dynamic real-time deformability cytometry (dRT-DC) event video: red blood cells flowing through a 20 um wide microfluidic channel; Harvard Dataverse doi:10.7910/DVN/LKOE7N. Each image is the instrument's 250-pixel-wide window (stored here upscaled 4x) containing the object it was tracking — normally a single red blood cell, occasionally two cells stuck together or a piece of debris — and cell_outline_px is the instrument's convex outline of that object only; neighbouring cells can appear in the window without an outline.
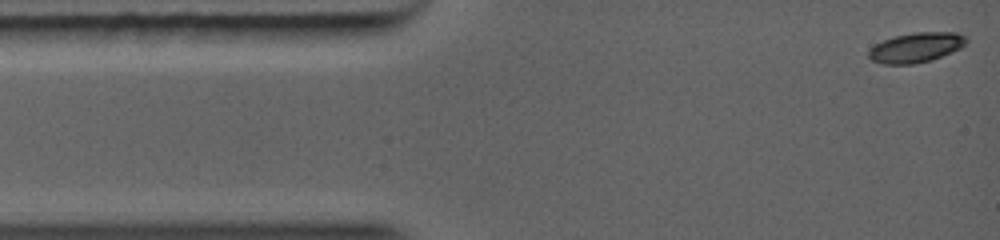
{"species": "common noctule bat (a hibernating species)", "species_latin": "Nyctalus noctula", "temperature_condition": "warm", "stored_images_in_passage": 4, "camera_frame_rate_fps": 5000, "um_per_image_px": 0.085, "animal": {"sex": "female", "body_mass_g": 19.0, "forearm_length_mm": 56.7}, "frame": {"image": 1, "passage_image": 1, "time_ms": 0.0, "image_size_px": [1000, 240], "cell_outline_px": [[968, 40], [960, 48], [932, 60], [912, 64], [884, 64], [872, 60], [868, 56], [868, 52], [876, 44], [884, 40], [896, 36], [916, 32], [956, 32], [968, 36]], "centroid_in_image_um": [77.9, 4.03], "position_along_channel_um": 7.1, "area_um2": 16.82}}
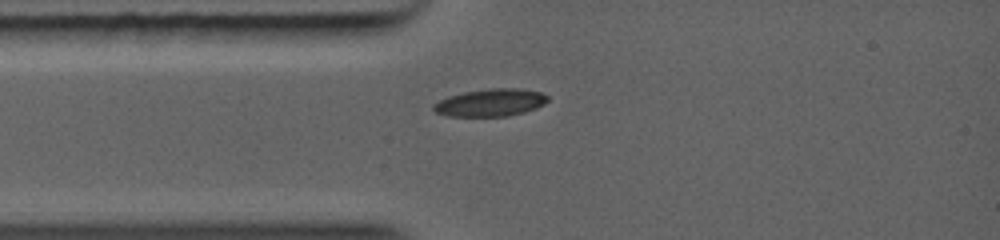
{"frame": {"image": 2, "passage_image": 4, "time_ms": 2.2, "image_size_px": [1000, 240], "cell_outline_px": [[548, 100], [544, 104], [536, 108], [524, 112], [508, 116], [448, 116], [436, 112], [432, 108], [432, 104], [448, 96], [464, 92], [488, 88], [520, 88], [540, 92], [548, 96]], "centroid_in_image_um": [41.69, 8.71], "position_along_channel_um": 43.3, "area_um2": 18.32}}